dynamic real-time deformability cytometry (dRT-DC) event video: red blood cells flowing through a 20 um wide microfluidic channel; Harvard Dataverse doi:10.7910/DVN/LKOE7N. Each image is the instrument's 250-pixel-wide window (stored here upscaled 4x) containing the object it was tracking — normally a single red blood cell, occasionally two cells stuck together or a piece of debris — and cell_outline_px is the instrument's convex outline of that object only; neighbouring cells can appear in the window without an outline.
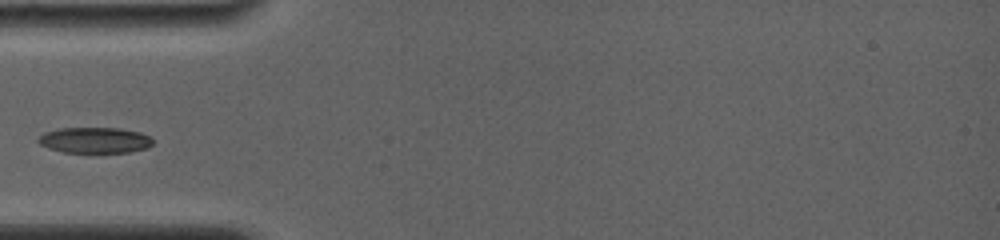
{"species": "common noctule bat (a hibernating species)", "species_latin": "Nyctalus noctula", "temperature_condition": "room temperature", "stored_images_in_passage": 28, "camera_frame_rate_fps": 4000, "um_per_image_px": 0.085, "animal": {"sex": "female", "body_mass_g": 19.0, "forearm_length_mm": 56.7}, "frame": {"image": 1, "passage_image": 1, "time_ms": 0.0, "image_size_px": [1000, 240], "cell_outline_px": [[152, 144], [144, 148], [128, 152], [64, 152], [48, 148], [40, 144], [36, 140], [44, 132], [60, 128], [120, 128], [140, 132], [148, 136], [152, 140]], "centroid_in_image_um": [8.01, 11.91], "position_along_channel_um": 77.0, "area_um2": 17.05}}